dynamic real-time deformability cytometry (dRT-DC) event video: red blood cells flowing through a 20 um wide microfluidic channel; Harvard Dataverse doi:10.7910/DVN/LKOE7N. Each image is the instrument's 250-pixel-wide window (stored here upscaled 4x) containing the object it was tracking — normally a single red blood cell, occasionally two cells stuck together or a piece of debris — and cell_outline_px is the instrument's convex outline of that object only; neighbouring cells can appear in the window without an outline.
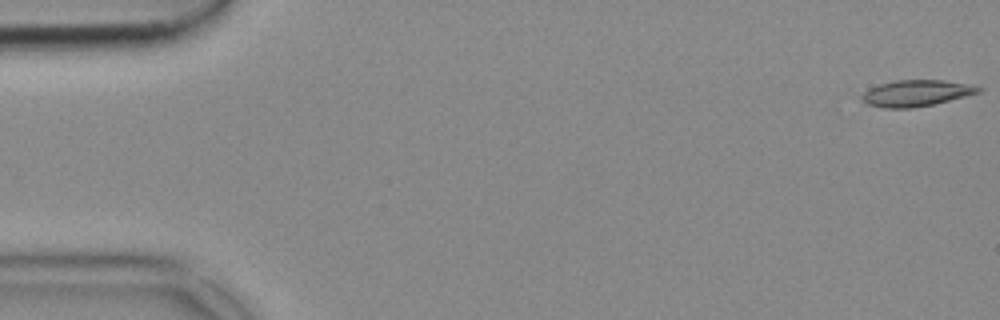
{"species": "common noctule bat (a hibernating species)", "species_latin": "Nyctalus noctula", "temperature_condition": "cold", "stored_images_in_passage": 15, "camera_frame_rate_fps": 3000, "um_per_image_px": 0.085, "animal": {"sex": "female", "body_mass_g": 18.4}, "frame": {"image": 1, "passage_image": 1, "time_ms": 0.0, "image_size_px": [1000, 320], "cell_outline_px": [[984, 88], [980, 92], [932, 104], [912, 108], [884, 108], [868, 104], [860, 100], [860, 96], [868, 88], [880, 84], [896, 80], [944, 80], [972, 84]], "centroid_in_image_um": [77.86, 7.91], "position_along_channel_um": 7.1, "area_um2": 17.86}}
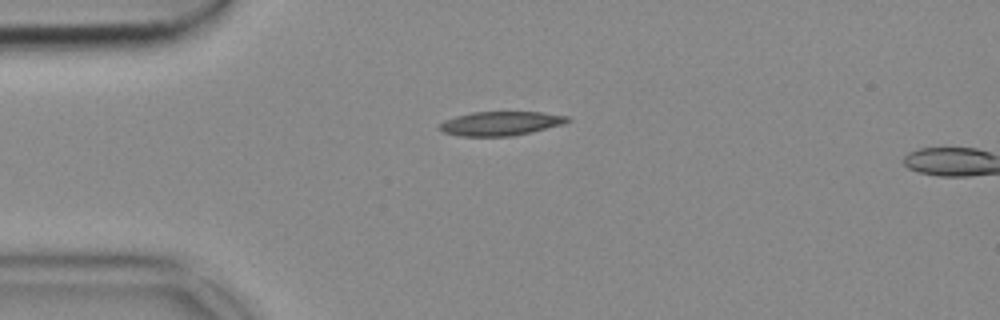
{"frame": {"image": 2, "passage_image": 13, "time_ms": 4.0, "image_size_px": [1000, 320], "cell_outline_px": [[572, 120], [564, 124], [532, 132], [512, 136], [460, 136], [444, 132], [440, 128], [440, 124], [444, 120], [456, 116], [472, 112], [540, 112], [572, 116]], "centroid_in_image_um": [42.63, 10.49], "position_along_channel_um": 42.4, "area_um2": 18.03}}